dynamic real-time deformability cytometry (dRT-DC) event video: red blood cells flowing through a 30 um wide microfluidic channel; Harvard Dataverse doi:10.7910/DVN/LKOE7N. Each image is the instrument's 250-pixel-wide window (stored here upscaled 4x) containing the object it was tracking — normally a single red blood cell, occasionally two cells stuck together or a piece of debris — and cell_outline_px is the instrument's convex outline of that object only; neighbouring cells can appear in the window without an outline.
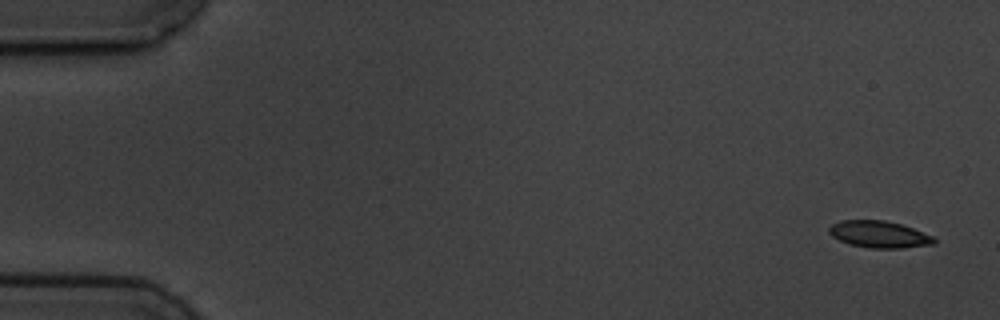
{"species": "common noctule bat (a hibernating species)", "species_latin": "Nyctalus noctula", "temperature_condition": "cold", "stored_images_in_passage": 5, "camera_frame_rate_fps": 3000, "um_per_image_px": 0.085, "animal": {"sex": "male", "body_mass_g": 19.5, "forearm_length_mm": 54.6}, "frame": {"image": 1, "passage_image": 1, "time_ms": 0.0, "image_size_px": [1000, 320], "cell_outline_px": [[936, 244], [900, 248], [872, 248], [848, 244], [832, 236], [828, 232], [828, 228], [832, 224], [840, 220], [884, 220], [900, 224], [912, 228], [932, 236], [936, 240]], "centroid_in_image_um": [74.7, 19.92], "position_along_channel_um": 10.3, "area_um2": 16.36}}
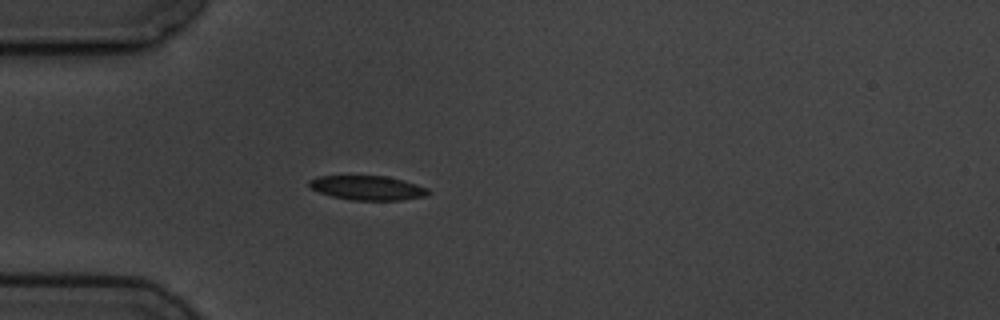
{"frame": {"image": 2, "passage_image": 5, "time_ms": 4.667, "image_size_px": [1000, 320], "cell_outline_px": [[432, 192], [428, 196], [400, 200], [352, 200], [332, 196], [320, 192], [312, 188], [308, 184], [308, 180], [320, 176], [388, 176], [404, 180], [428, 188]], "centroid_in_image_um": [31.3, 15.97], "position_along_channel_um": 53.7, "area_um2": 16.94}}